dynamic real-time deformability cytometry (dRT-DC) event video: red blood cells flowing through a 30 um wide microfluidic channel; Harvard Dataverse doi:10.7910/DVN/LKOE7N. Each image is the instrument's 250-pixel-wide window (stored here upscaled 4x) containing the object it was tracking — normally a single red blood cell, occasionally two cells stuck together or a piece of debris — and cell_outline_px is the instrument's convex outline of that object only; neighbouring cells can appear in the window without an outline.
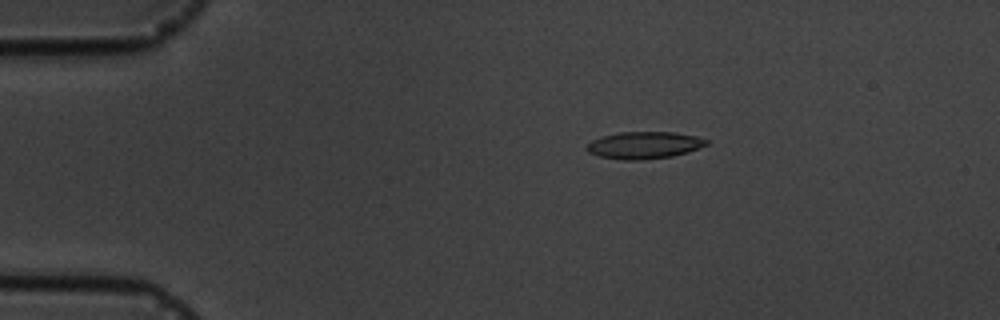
{"species": "common noctule bat (a hibernating species)", "species_latin": "Nyctalus noctula", "temperature_condition": "cold", "stored_images_in_passage": 5, "camera_frame_rate_fps": 3000, "um_per_image_px": 0.085, "animal": {"sex": "male", "body_mass_g": 19.5, "forearm_length_mm": 54.6}, "frame": {"image": 1, "passage_image": 4, "time_ms": 3.333, "image_size_px": [1000, 320], "cell_outline_px": [[708, 144], [688, 152], [672, 156], [640, 160], [624, 160], [600, 156], [588, 152], [584, 148], [592, 140], [604, 136], [620, 132], [676, 132], [696, 136], [708, 140]], "centroid_in_image_um": [54.76, 12.34], "position_along_channel_um": 30.2, "area_um2": 18.79}}